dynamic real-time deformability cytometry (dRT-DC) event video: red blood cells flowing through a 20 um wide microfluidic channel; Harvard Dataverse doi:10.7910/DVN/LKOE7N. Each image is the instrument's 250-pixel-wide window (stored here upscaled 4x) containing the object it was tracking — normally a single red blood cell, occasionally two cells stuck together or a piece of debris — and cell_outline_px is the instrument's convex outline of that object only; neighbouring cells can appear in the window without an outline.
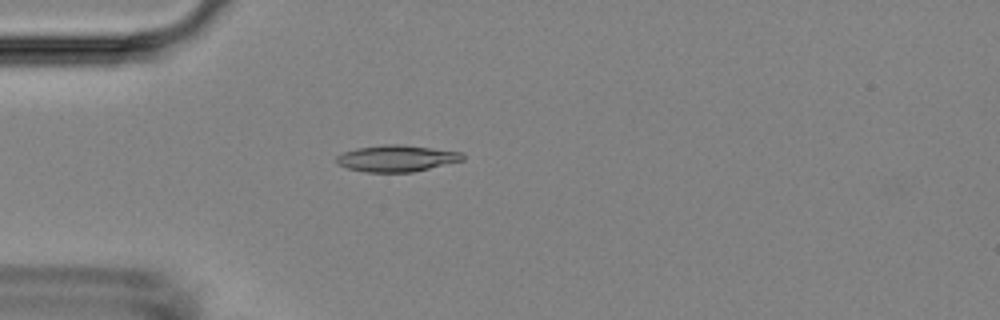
{"species": "Egyptian fruit bat (a non-hibernating species)", "species_latin": "Rousettus aegyptiacus", "temperature_condition": "room temperature", "stored_images_in_passage": 29, "camera_frame_rate_fps": 3000, "um_per_image_px": 0.085, "animal": {"sex": "female"}, "frame": {"image": 1, "passage_image": 1, "time_ms": 0.0, "image_size_px": [1000, 320], "cell_outline_px": [[464, 160], [412, 172], [368, 172], [348, 168], [340, 164], [336, 160], [336, 156], [344, 152], [356, 148], [384, 144], [404, 144], [460, 152], [464, 156]], "centroid_in_image_um": [33.72, 13.45], "position_along_channel_um": 51.3, "area_um2": 19.31}}
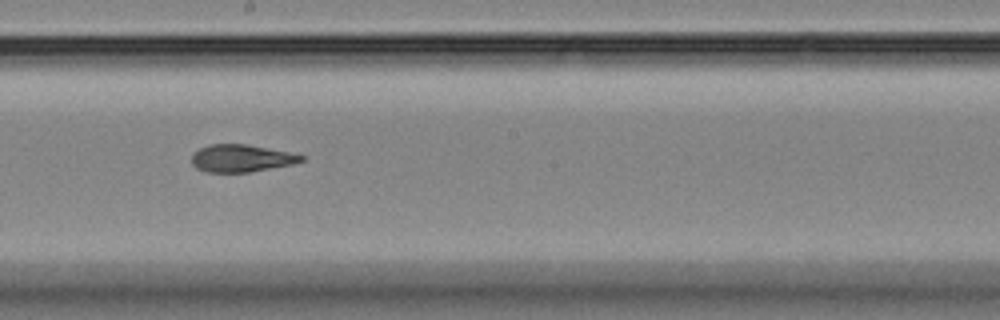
{"frame": {"image": 2, "passage_image": 16, "time_ms": 5.0, "image_size_px": [1000, 320], "cell_outline_px": [[304, 160], [292, 164], [248, 172], [208, 172], [196, 168], [192, 164], [192, 152], [208, 144], [244, 144], [288, 152], [304, 156]], "centroid_in_image_um": [20.45, 13.45], "position_along_channel_um": 227.8, "area_um2": 17.28}}
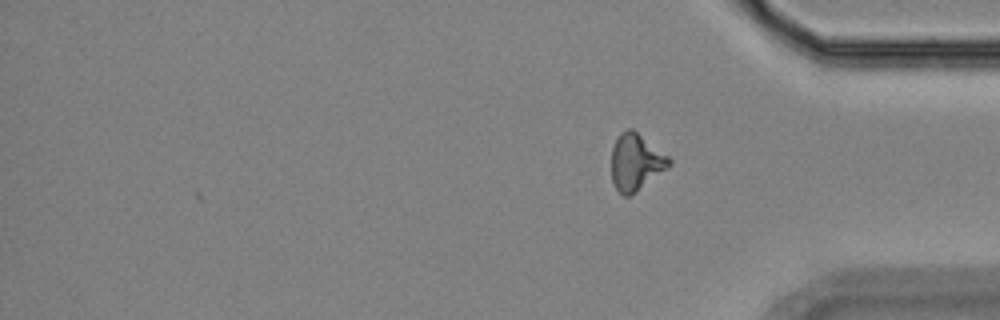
{"frame": {"image": 3, "passage_image": 29, "time_ms": 9.333, "image_size_px": [1000, 320], "cell_outline_px": [[672, 164], [668, 168], [636, 192], [628, 196], [624, 196], [616, 188], [612, 180], [612, 148], [616, 136], [620, 132], [628, 128], [632, 128], [668, 156], [672, 160]], "centroid_in_image_um": [54.05, 13.76], "position_along_channel_um": 381.2, "area_um2": 19.02}, "authors_computed_cell_mechanics": {"area_um2": 18.496, "velocity_mm_per_s": 3.7126, "shape_relaxation_time_tau1_ms": 6.236, "shape_relaxation_time_tau2_ms": 2.0918, "deformation_change_tau1": 0.1884, "deformation_change_tau2": 0.0926}}